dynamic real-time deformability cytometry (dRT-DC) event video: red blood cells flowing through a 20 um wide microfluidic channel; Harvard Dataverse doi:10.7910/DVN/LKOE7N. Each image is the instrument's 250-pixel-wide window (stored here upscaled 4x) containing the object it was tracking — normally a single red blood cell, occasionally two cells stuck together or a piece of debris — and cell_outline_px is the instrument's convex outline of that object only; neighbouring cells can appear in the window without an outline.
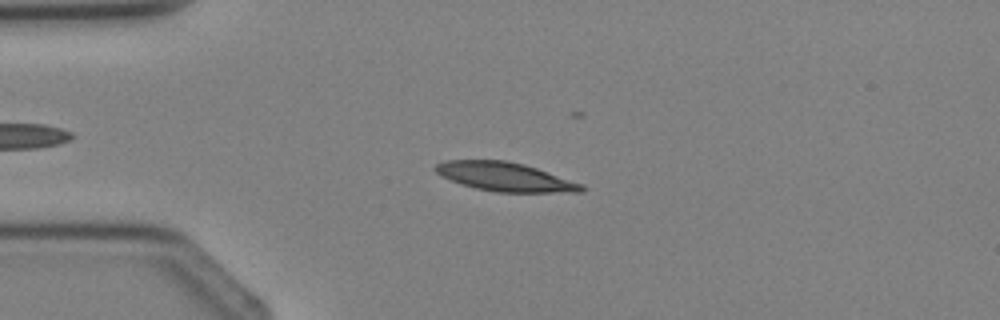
{"species": "Egyptian fruit bat (a non-hibernating species)", "species_latin": "Rousettus aegyptiacus", "temperature_condition": "cold", "stored_images_in_passage": 3, "camera_frame_rate_fps": 3000, "um_per_image_px": 0.085, "animal": {"sex": "female"}, "frame": {"image": 1, "passage_image": 3, "time_ms": 2.333, "image_size_px": [1000, 320], "cell_outline_px": [[588, 188], [584, 192], [496, 192], [476, 188], [460, 184], [436, 172], [432, 168], [436, 164], [444, 160], [504, 160], [524, 164], [584, 184]], "centroid_in_image_um": [42.96, 15.03], "position_along_channel_um": 42.0, "area_um2": 24.57}}